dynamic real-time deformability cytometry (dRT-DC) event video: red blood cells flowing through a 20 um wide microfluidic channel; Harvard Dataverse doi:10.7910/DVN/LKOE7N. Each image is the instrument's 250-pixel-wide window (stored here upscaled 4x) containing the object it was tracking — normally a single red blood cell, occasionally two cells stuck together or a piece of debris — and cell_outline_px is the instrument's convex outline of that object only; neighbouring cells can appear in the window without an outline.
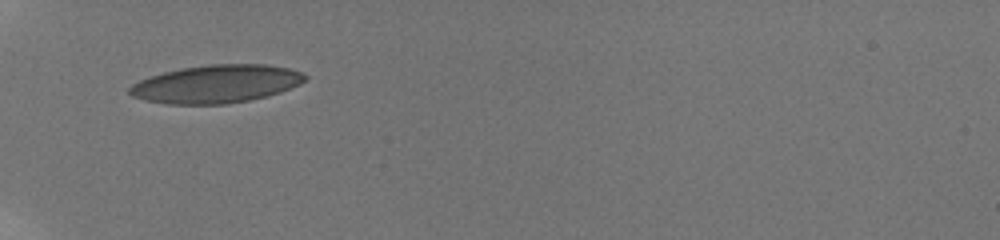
{"species": "human", "species_latin": "Homo sapiens", "temperature_condition": "room temperature", "stored_images_in_passage": 9, "camera_frame_rate_fps": 3000, "um_per_image_px": 0.085, "donor": {"sex": "male"}, "frame": {"image": 1, "passage_image": 1, "time_ms": 0.0, "image_size_px": [1000, 240], "cell_outline_px": [[308, 80], [300, 84], [280, 92], [248, 100], [224, 104], [168, 104], [144, 100], [132, 96], [128, 92], [128, 88], [132, 84], [148, 76], [180, 68], [208, 64], [264, 64], [288, 68], [304, 72], [308, 76]], "centroid_in_image_um": [18.38, 7.12], "position_along_channel_um": 66.6, "area_um2": 39.02}}
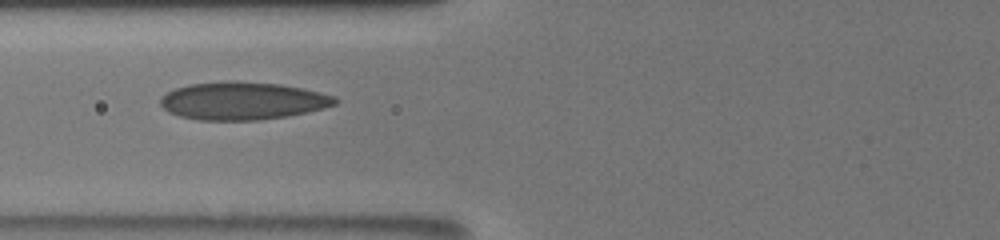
{"frame": {"image": 2, "passage_image": 8, "time_ms": 1.333, "image_size_px": [1000, 240], "cell_outline_px": [[340, 100], [336, 104], [304, 112], [284, 116], [260, 120], [196, 120], [180, 116], [168, 112], [160, 104], [160, 96], [176, 88], [188, 84], [236, 80], [280, 84], [320, 92], [336, 96]], "centroid_in_image_um": [20.58, 8.56], "position_along_channel_um": 105.2, "area_um2": 38.38}}